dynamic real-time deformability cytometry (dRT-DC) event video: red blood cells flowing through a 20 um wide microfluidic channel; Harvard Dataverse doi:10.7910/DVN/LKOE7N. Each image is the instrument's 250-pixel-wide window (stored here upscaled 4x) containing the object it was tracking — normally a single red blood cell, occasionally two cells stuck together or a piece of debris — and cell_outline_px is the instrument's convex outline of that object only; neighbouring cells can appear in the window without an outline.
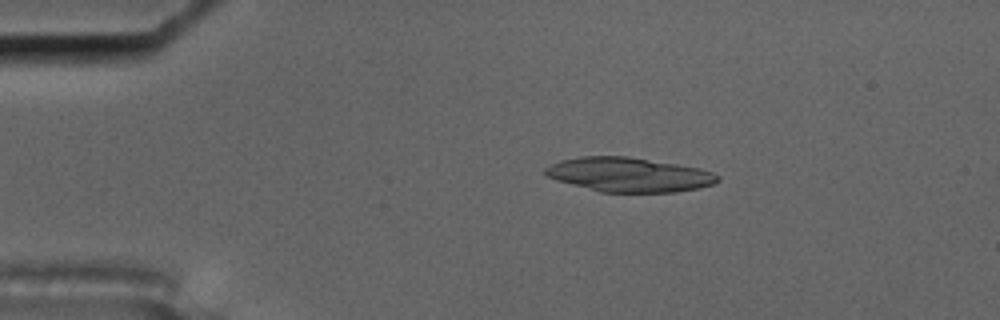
{"species": "common noctule bat (a hibernating species)", "species_latin": "Nyctalus noctula", "temperature_condition": "cold", "stored_images_in_passage": 4, "camera_frame_rate_fps": 3000, "um_per_image_px": 0.085, "animal": {"sex": "male", "body_mass_g": 17.5, "forearm_length_mm": 52.3}, "frame": {"image": 1, "passage_image": 2, "time_ms": 1.0, "image_size_px": [1000, 320], "cell_outline_px": [[720, 180], [712, 184], [700, 188], [676, 192], [600, 192], [556, 180], [548, 176], [544, 172], [544, 168], [560, 160], [580, 156], [628, 156], [700, 168], [712, 172], [720, 176]], "centroid_in_image_um": [53.47, 14.85], "position_along_channel_um": 31.5, "area_um2": 34.51}}